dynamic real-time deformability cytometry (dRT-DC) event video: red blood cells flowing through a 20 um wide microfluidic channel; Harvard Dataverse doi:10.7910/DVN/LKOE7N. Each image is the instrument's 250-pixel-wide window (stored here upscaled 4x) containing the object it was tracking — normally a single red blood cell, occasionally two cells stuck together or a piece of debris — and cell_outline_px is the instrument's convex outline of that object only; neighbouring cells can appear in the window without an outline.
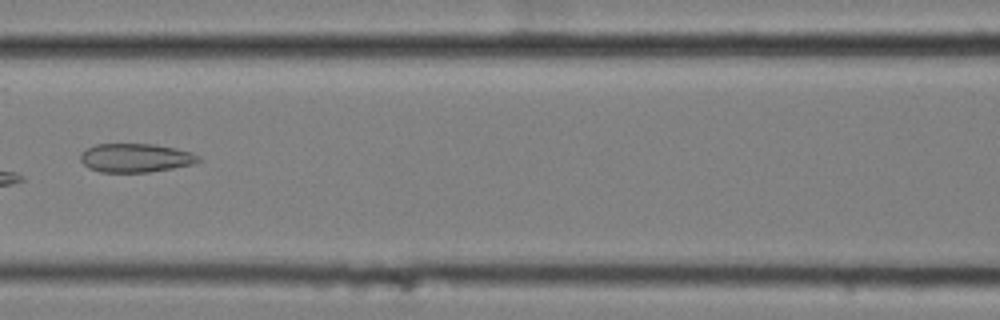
{"species": "common noctule bat (a hibernating species)", "species_latin": "Nyctalus noctula", "temperature_condition": "cold", "stored_images_in_passage": 11, "camera_frame_rate_fps": 3000, "um_per_image_px": 0.085, "animal": {"sex": "female", "body_mass_g": 25.1}, "frame": {"image": 1, "passage_image": 8, "time_ms": 2.333, "image_size_px": [1000, 320], "cell_outline_px": [[200, 160], [192, 164], [172, 168], [148, 172], [100, 172], [88, 168], [80, 160], [80, 152], [96, 144], [152, 144], [176, 148], [192, 152], [200, 156]], "centroid_in_image_um": [11.51, 13.42], "position_along_channel_um": 155.1, "area_um2": 19.77}}